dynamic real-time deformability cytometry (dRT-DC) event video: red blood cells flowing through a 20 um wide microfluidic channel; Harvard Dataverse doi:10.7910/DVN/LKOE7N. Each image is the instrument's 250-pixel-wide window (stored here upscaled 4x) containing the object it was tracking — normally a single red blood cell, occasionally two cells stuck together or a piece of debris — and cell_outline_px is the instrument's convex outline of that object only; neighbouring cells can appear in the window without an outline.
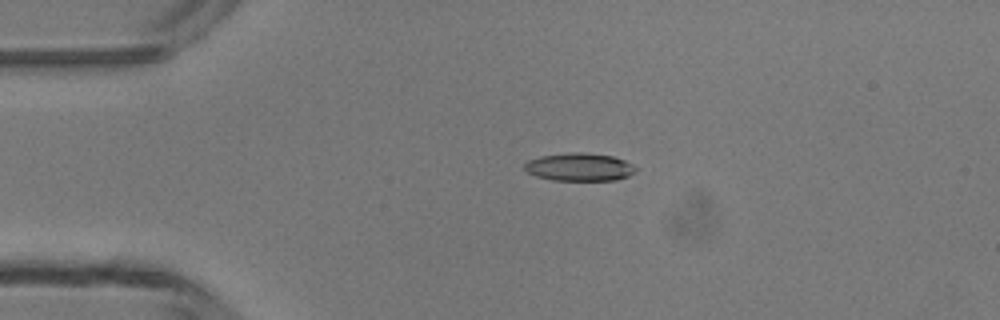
{"species": "common noctule bat (a hibernating species)", "species_latin": "Nyctalus noctula", "temperature_condition": "room temperature", "stored_images_in_passage": 4, "camera_frame_rate_fps": 3000, "um_per_image_px": 0.085, "animal": {"sex": "male", "body_mass_g": 13.3}, "frame": {"image": 1, "passage_image": 3, "time_ms": 2.333, "image_size_px": [1000, 320], "cell_outline_px": [[636, 168], [628, 176], [616, 180], [552, 180], [536, 176], [528, 172], [524, 168], [524, 164], [528, 160], [540, 156], [572, 152], [580, 152], [612, 156], [624, 160], [632, 164]], "centroid_in_image_um": [49.22, 14.19], "position_along_channel_um": 35.8, "area_um2": 17.92}}